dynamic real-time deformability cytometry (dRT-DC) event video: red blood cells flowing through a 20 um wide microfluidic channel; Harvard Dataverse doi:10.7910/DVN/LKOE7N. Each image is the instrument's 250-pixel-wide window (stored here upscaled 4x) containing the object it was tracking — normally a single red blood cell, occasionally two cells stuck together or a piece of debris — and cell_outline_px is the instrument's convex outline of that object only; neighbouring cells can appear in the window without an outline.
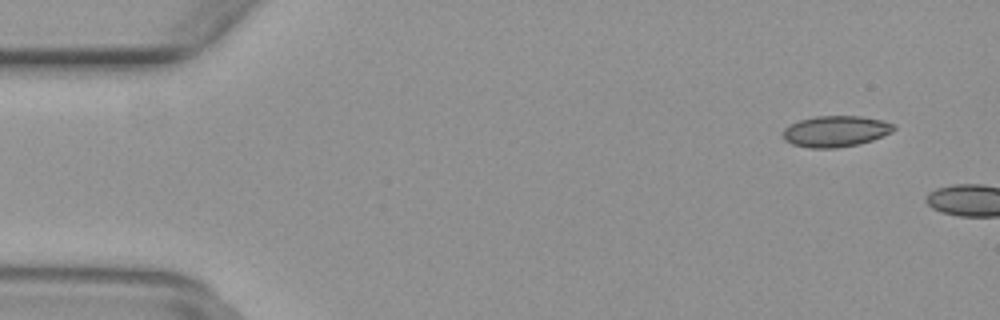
{"species": "common noctule bat (a hibernating species)", "species_latin": "Nyctalus noctula", "temperature_condition": "warm", "stored_images_in_passage": 4, "camera_frame_rate_fps": 3000, "um_per_image_px": 0.085, "animal": {"sex": "female", "body_mass_g": 29.2, "forearm_length_mm": 56.3}, "frame": {"image": 1, "passage_image": 2, "time_ms": 0.333, "image_size_px": [1000, 320], "cell_outline_px": [[896, 128], [892, 132], [872, 140], [860, 144], [836, 148], [808, 148], [792, 144], [784, 140], [784, 128], [800, 120], [816, 116], [860, 116], [880, 120], [896, 124]], "centroid_in_image_um": [71.05, 11.17], "position_along_channel_um": 14.0, "area_um2": 20.06}}